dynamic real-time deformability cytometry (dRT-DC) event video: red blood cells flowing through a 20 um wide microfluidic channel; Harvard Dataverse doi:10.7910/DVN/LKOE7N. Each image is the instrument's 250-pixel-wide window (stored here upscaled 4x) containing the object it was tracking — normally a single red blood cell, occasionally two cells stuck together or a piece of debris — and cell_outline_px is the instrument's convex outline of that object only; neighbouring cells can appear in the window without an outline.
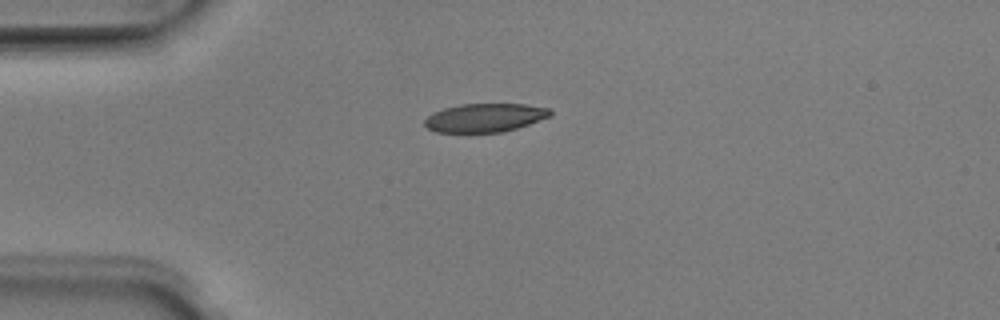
{"species": "Egyptian fruit bat (a non-hibernating species)", "species_latin": "Rousettus aegyptiacus", "temperature_condition": "room temperature", "stored_images_in_passage": 39, "camera_frame_rate_fps": 3000, "um_per_image_px": 0.085, "animal": {"sex": "male"}, "frame": {"image": 1, "passage_image": 1, "time_ms": 0.0, "image_size_px": [1000, 320], "cell_outline_px": [[552, 116], [504, 132], [436, 132], [428, 128], [424, 124], [424, 120], [432, 112], [444, 108], [460, 104], [524, 104], [548, 108], [552, 112]], "centroid_in_image_um": [41.21, 10.0], "position_along_channel_um": 43.8, "area_um2": 20.87}}
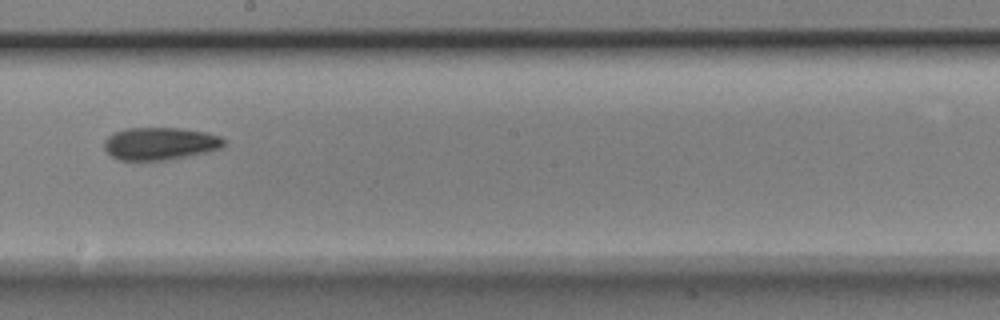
{"frame": {"image": 2, "passage_image": 17, "time_ms": 5.333, "image_size_px": [1000, 320], "cell_outline_px": [[224, 148], [208, 152], [168, 160], [116, 160], [104, 148], [104, 140], [108, 136], [124, 128], [180, 128], [208, 132], [220, 136], [224, 140]], "centroid_in_image_um": [13.63, 12.21], "position_along_channel_um": 234.6, "area_um2": 22.95}}
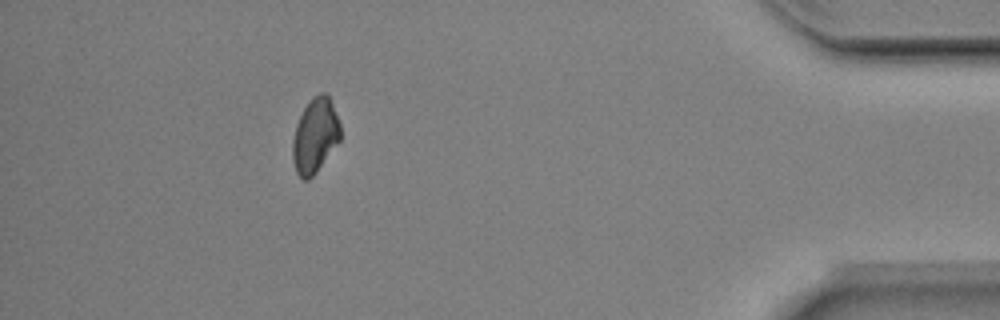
{"frame": {"image": 3, "passage_image": 34, "time_ms": 11.0, "image_size_px": [1000, 320], "cell_outline_px": [[340, 140], [316, 172], [308, 180], [304, 180], [296, 172], [292, 160], [292, 140], [296, 124], [304, 108], [320, 92], [328, 92], [340, 124]], "centroid_in_image_um": [26.78, 11.53], "position_along_channel_um": 408.4, "area_um2": 20.63}, "authors_computed_cell_mechanics": {"area_um2": 22.0796, "velocity_mm_per_s": 3.9878, "shape_relaxation_time_tau1_ms": 4.709, "shape_relaxation_time_tau2_ms": null, "deformation_change_tau1": 0.124, "deformation_change_tau2": null}}